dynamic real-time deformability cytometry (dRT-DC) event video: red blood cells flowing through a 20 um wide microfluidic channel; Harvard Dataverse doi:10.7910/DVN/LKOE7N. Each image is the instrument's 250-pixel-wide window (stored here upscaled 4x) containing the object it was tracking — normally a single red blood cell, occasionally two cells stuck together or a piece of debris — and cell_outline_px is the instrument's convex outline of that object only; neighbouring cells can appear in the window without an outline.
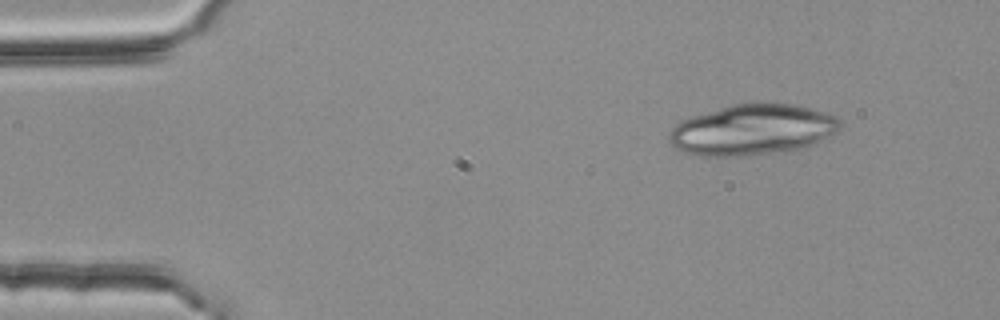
{"species": "common noctule bat (a hibernating species)", "species_latin": "Nyctalus noctula", "temperature_condition": "room temperature", "stored_images_in_passage": 5, "camera_frame_rate_fps": 3000, "um_per_image_px": 0.085, "animal": {"sex": "female", "body_mass_g": 25.1}, "frame": {"image": 1, "passage_image": 1, "time_ms": 0.0, "image_size_px": [1000, 320], "cell_outline_px": [[840, 128], [836, 132], [804, 148], [740, 156], [700, 156], [684, 152], [676, 148], [668, 140], [668, 132], [676, 124], [692, 116], [732, 104], [756, 100], [792, 104], [824, 112], [836, 116], [840, 120]], "centroid_in_image_um": [63.93, 11.0], "position_along_channel_um": 21.1, "area_um2": 50.75}}